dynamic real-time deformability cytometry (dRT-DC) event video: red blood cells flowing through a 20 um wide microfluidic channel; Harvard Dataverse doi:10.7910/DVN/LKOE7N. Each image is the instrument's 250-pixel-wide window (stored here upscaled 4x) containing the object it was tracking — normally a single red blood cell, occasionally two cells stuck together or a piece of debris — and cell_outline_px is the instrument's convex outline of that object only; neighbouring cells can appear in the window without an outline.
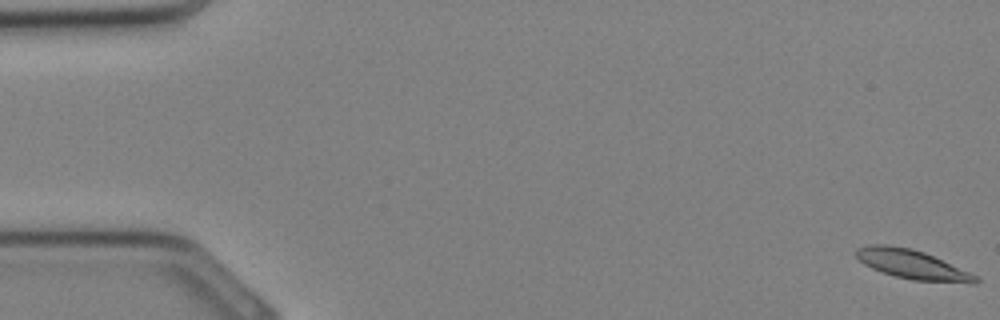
{"species": "Egyptian fruit bat (a non-hibernating species)", "species_latin": "Rousettus aegyptiacus", "temperature_condition": "cold", "stored_images_in_passage": 19, "camera_frame_rate_fps": 3000, "um_per_image_px": 0.085, "animal": {"sex": "female"}, "frame": {"image": 1, "passage_image": 1, "time_ms": 0.0, "image_size_px": [1000, 320], "cell_outline_px": [[980, 280], [976, 284], [972, 284], [912, 280], [896, 276], [872, 268], [864, 264], [856, 256], [856, 248], [868, 244], [888, 244], [912, 248], [924, 252], [968, 272], [976, 276]], "centroid_in_image_um": [77.52, 22.47], "position_along_channel_um": 7.5, "area_um2": 20.23}}
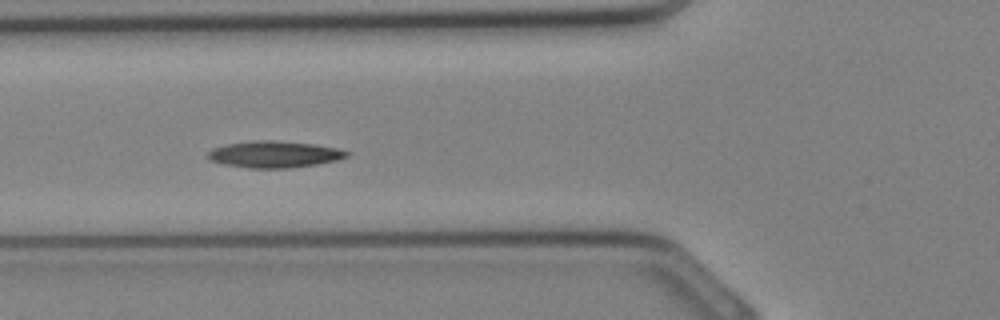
{"frame": {"image": 2, "passage_image": 13, "time_ms": 4.0, "image_size_px": [1000, 320], "cell_outline_px": [[348, 156], [336, 160], [316, 164], [288, 168], [248, 168], [224, 164], [212, 160], [208, 156], [208, 152], [212, 148], [224, 144], [252, 140], [276, 140], [316, 144], [336, 148], [348, 152]], "centroid_in_image_um": [23.29, 13.1], "position_along_channel_um": 102.5, "area_um2": 21.5}}
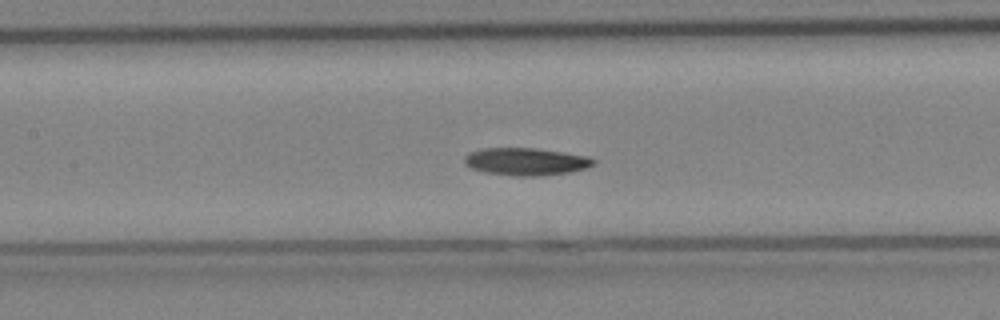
{"frame": {"image": 3, "passage_image": 16, "time_ms": 5.0, "image_size_px": [1000, 320], "cell_outline_px": [[596, 164], [588, 168], [568, 172], [536, 176], [516, 176], [484, 172], [472, 168], [464, 160], [464, 156], [468, 152], [480, 148], [536, 148], [588, 156], [596, 160]], "centroid_in_image_um": [44.72, 13.72], "position_along_channel_um": 162.7, "area_um2": 20.69}}